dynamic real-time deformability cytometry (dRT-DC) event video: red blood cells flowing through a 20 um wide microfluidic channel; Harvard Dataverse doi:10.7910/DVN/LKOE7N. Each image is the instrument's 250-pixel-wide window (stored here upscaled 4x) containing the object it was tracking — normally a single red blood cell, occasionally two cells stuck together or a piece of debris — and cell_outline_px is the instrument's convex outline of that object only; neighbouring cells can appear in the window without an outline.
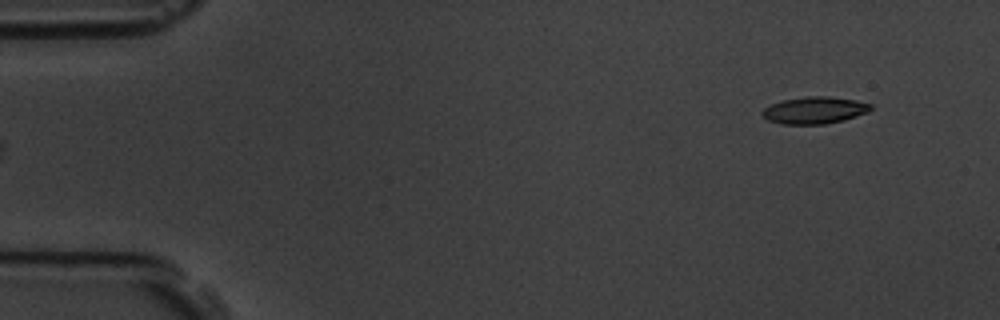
{"species": "common noctule bat (a hibernating species)", "species_latin": "Nyctalus noctula", "temperature_condition": "room temperature", "stored_images_in_passage": 3, "camera_frame_rate_fps": 3000, "um_per_image_px": 0.085, "animal": {"sex": "male", "body_mass_g": 19.5, "forearm_length_mm": 54.6}, "frame": {"image": 1, "passage_image": 3, "time_ms": 2.333, "image_size_px": [1000, 320], "cell_outline_px": [[872, 108], [868, 112], [844, 120], [824, 124], [780, 124], [768, 120], [760, 112], [764, 108], [780, 100], [808, 96], [828, 96], [856, 100], [872, 104]], "centroid_in_image_um": [69.23, 9.36], "position_along_channel_um": 15.8, "area_um2": 17.11}}